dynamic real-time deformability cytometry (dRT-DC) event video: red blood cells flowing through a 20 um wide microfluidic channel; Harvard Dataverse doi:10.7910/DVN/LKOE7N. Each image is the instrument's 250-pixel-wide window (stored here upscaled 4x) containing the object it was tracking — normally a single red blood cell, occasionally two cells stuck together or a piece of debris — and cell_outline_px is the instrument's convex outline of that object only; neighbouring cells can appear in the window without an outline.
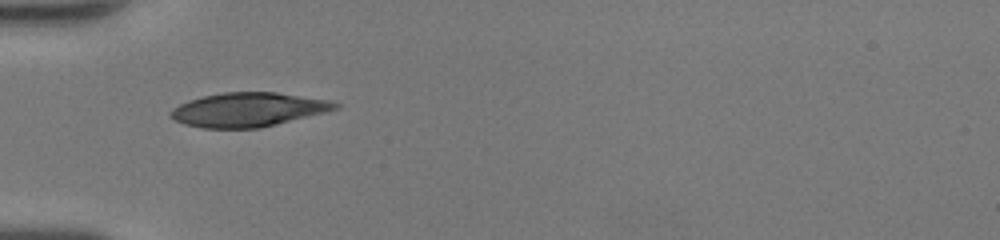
{"species": "human", "species_latin": "Homo sapiens", "temperature_condition": "room temperature", "stored_images_in_passage": 33, "camera_frame_rate_fps": 3000, "um_per_image_px": 0.085, "donor": {"sex": "female"}, "frame": {"image": 1, "passage_image": 1, "time_ms": 0.0, "image_size_px": [1000, 240], "cell_outline_px": [[340, 108], [260, 128], [204, 128], [184, 124], [168, 116], [168, 112], [172, 108], [188, 100], [204, 96], [224, 92], [276, 92], [332, 100], [340, 104]], "centroid_in_image_um": [21.09, 9.31], "position_along_channel_um": 63.9, "area_um2": 32.66}}
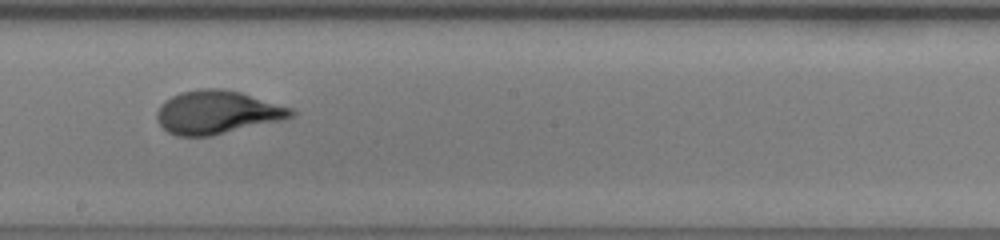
{"frame": {"image": 2, "passage_image": 13, "time_ms": 4.0, "image_size_px": [1000, 240], "cell_outline_px": [[296, 112], [292, 116], [280, 120], [212, 136], [176, 136], [168, 132], [156, 120], [156, 112], [160, 104], [164, 100], [180, 92], [200, 88], [220, 88], [240, 92], [292, 108]], "centroid_in_image_um": [18.4, 9.54], "position_along_channel_um": 229.8, "area_um2": 33.81}}
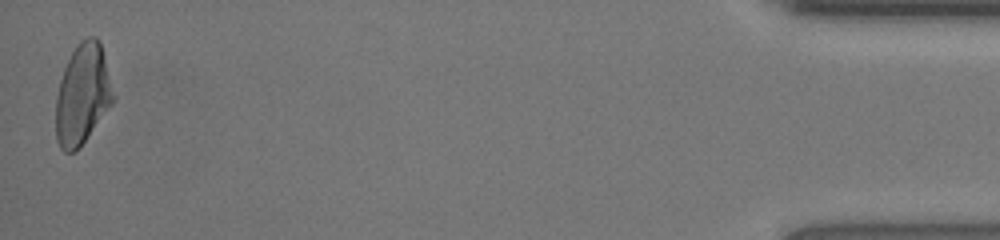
{"frame": {"image": 3, "passage_image": 33, "time_ms": 10.667, "image_size_px": [1000, 240], "cell_outline_px": [[112, 104], [76, 152], [64, 152], [60, 148], [56, 140], [56, 96], [60, 80], [64, 68], [76, 44], [80, 40], [88, 36], [96, 36], [100, 40], [112, 96]], "centroid_in_image_um": [6.96, 8.04], "position_along_channel_um": 428.2, "area_um2": 32.95}, "authors_computed_cell_mechanics": {"area_um2": 33.0616, "velocity_mm_per_s": 4.2736, "shape_relaxation_time_tau1_ms": 2.9724, "shape_relaxation_time_tau2_ms": null, "deformation_change_tau1": 0.1763, "deformation_change_tau2": null}}